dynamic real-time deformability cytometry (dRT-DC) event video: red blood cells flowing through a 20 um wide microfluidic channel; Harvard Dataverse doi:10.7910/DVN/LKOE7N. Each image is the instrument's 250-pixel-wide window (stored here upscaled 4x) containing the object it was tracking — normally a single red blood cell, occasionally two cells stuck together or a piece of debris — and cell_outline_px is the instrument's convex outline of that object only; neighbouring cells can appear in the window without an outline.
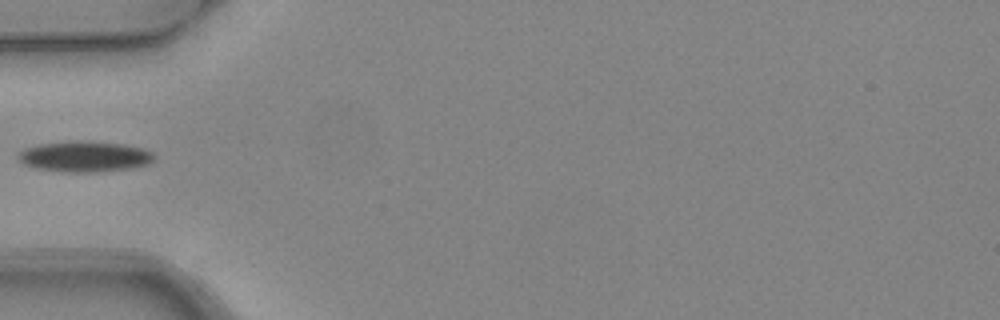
{"species": "common noctule bat (a hibernating species)", "species_latin": "Nyctalus noctula", "temperature_condition": "warm", "stored_images_in_passage": 2, "camera_frame_rate_fps": 3000, "um_per_image_px": 0.085, "animal": {"sex": "female", "body_mass_g": 24.6, "forearm_length_mm": 56.2}, "frame": {"image": 1, "passage_image": 1, "time_ms": 0.0, "image_size_px": [1000, 320], "cell_outline_px": [[156, 156], [148, 164], [132, 168], [92, 172], [68, 172], [36, 168], [24, 164], [16, 156], [24, 148], [40, 144], [72, 140], [88, 140], [124, 144], [144, 148], [152, 152]], "centroid_in_image_um": [7.21, 13.28], "position_along_channel_um": 77.8, "area_um2": 24.51}}
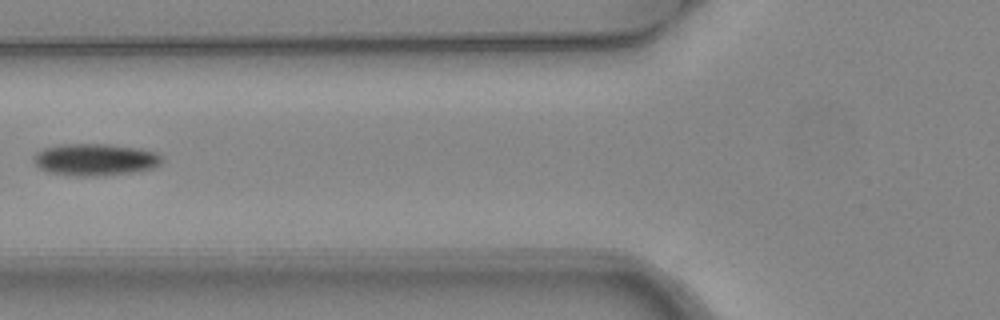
{"frame": {"image": 2, "passage_image": 2, "time_ms": 0.333, "image_size_px": [1000, 320], "cell_outline_px": [[164, 160], [160, 164], [152, 168], [132, 172], [100, 176], [72, 176], [48, 172], [40, 168], [32, 160], [32, 156], [36, 152], [44, 148], [64, 144], [108, 144], [140, 148], [156, 152]], "centroid_in_image_um": [8.07, 13.57], "position_along_channel_um": 117.7, "area_um2": 24.04}}